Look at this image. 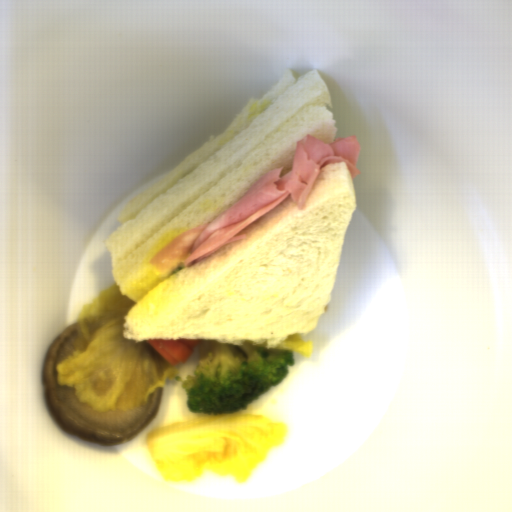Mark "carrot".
<instances>
[{"label": "carrot", "instance_id": "carrot-1", "mask_svg": "<svg viewBox=\"0 0 512 512\" xmlns=\"http://www.w3.org/2000/svg\"><path fill=\"white\" fill-rule=\"evenodd\" d=\"M145 341L171 366H177L190 358L201 339H146Z\"/></svg>", "mask_w": 512, "mask_h": 512}]
</instances>
